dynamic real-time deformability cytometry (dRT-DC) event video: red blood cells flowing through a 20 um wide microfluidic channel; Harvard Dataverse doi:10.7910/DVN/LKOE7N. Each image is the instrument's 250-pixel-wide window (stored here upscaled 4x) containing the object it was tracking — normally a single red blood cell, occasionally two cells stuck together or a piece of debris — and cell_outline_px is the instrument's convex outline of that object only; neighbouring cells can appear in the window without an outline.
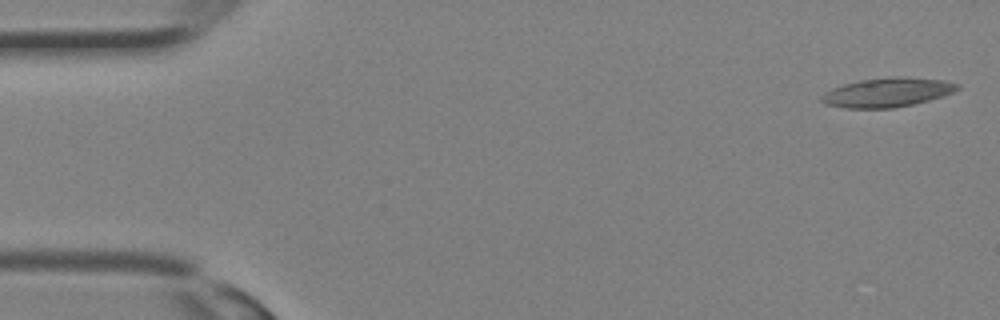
{"species": "Egyptian fruit bat (a non-hibernating species)", "species_latin": "Rousettus aegyptiacus", "temperature_condition": "room temperature", "stored_images_in_passage": 32, "camera_frame_rate_fps": 3000, "um_per_image_px": 0.085, "animal": {"sex": "female"}, "frame": {"image": 1, "passage_image": 1, "time_ms": 0.0, "image_size_px": [1000, 320], "cell_outline_px": [[960, 88], [944, 96], [912, 104], [892, 108], [844, 108], [824, 104], [820, 100], [820, 96], [824, 92], [832, 88], [844, 84], [860, 80], [896, 76], [904, 76], [944, 80], [960, 84]], "centroid_in_image_um": [75.41, 7.85], "position_along_channel_um": 9.6, "area_um2": 23.24}}
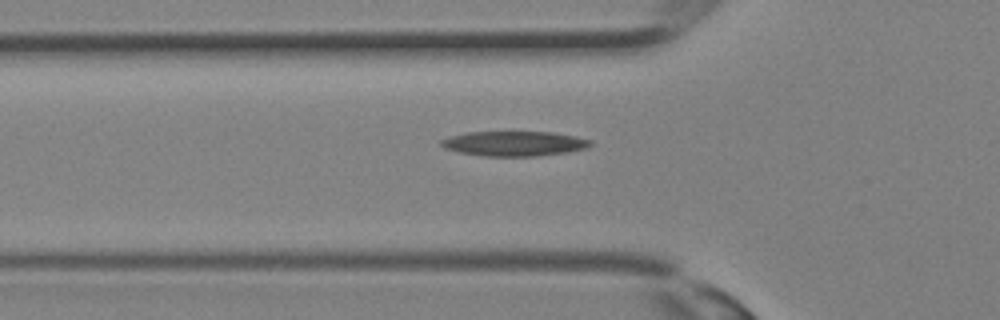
{"frame": {"image": 2, "passage_image": 11, "time_ms": 3.333, "image_size_px": [1000, 320], "cell_outline_px": [[592, 144], [588, 148], [568, 152], [536, 156], [480, 156], [456, 152], [444, 148], [440, 144], [440, 140], [448, 136], [464, 132], [552, 132], [576, 136], [592, 140]], "centroid_in_image_um": [43.68, 12.2], "position_along_channel_um": 82.1, "area_um2": 21.96}}
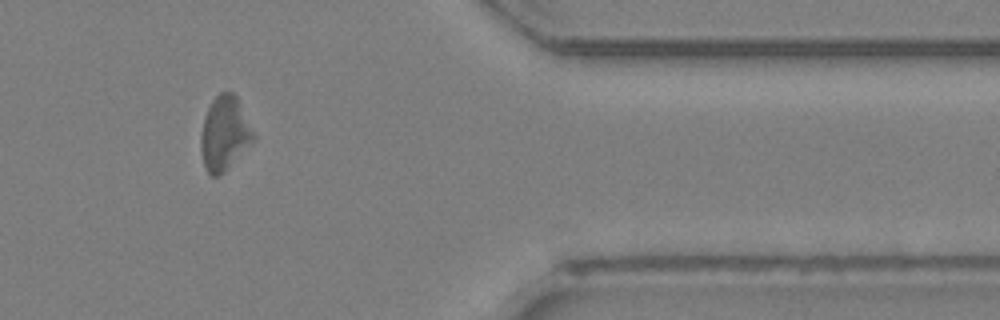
{"frame": {"image": 3, "passage_image": 27, "time_ms": 8.667, "image_size_px": [1000, 320], "cell_outline_px": [[256, 136], [224, 172], [220, 176], [212, 176], [204, 168], [200, 148], [200, 136], [204, 116], [212, 100], [220, 92], [232, 92], [236, 96]], "centroid_in_image_um": [19.04, 11.34], "position_along_channel_um": 392.4, "area_um2": 22.43}}